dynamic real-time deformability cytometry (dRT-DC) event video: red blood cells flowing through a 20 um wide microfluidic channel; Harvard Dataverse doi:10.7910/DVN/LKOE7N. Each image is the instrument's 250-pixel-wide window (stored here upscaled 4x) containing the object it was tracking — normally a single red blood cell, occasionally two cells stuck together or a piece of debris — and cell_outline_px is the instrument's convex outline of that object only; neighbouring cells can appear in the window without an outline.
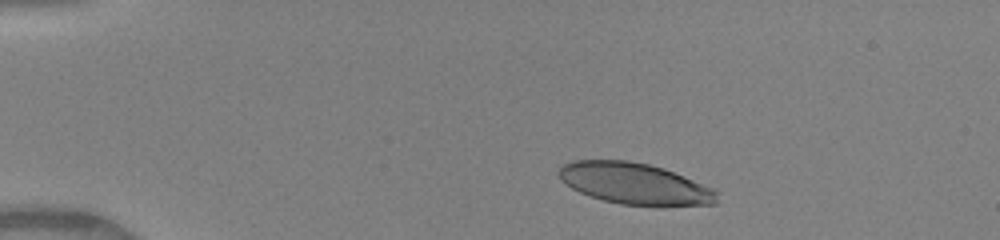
{"species": "human", "species_latin": "Homo sapiens", "temperature_condition": "warm", "stored_images_in_passage": 35, "camera_frame_rate_fps": 3000, "um_per_image_px": 0.085, "donor": {"sex": "female"}, "frame": {"image": 1, "passage_image": 1, "time_ms": 0.0, "image_size_px": [1000, 240], "cell_outline_px": [[720, 192], [716, 204], [660, 208], [620, 204], [604, 200], [580, 192], [572, 188], [560, 180], [556, 172], [564, 164], [572, 160], [628, 160], [648, 164], [664, 168], [684, 176], [712, 188]], "centroid_in_image_um": [54.0, 15.64], "position_along_channel_um": 31.0, "area_um2": 38.9}}
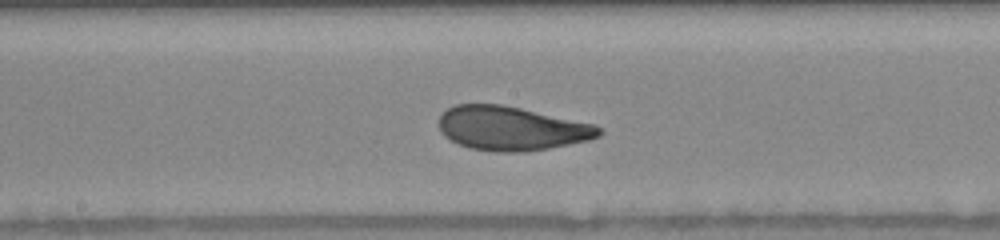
{"frame": {"image": 2, "passage_image": 19, "time_ms": 6.0, "image_size_px": [1000, 240], "cell_outline_px": [[604, 132], [600, 136], [588, 140], [548, 148], [516, 152], [500, 152], [468, 148], [444, 136], [440, 132], [440, 116], [448, 108], [456, 104], [500, 104], [520, 108], [596, 124]], "centroid_in_image_um": [43.49, 10.91], "position_along_channel_um": 204.7, "area_um2": 40.81}}
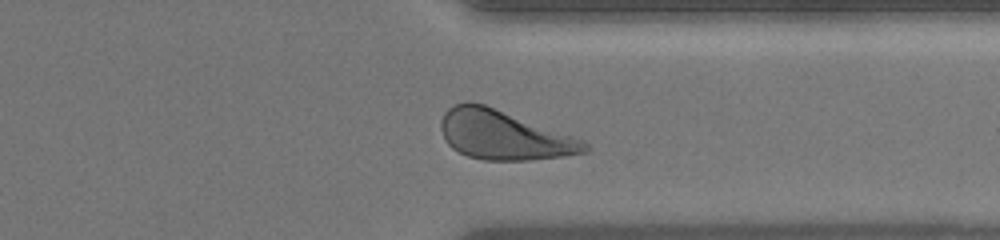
{"frame": {"image": 3, "passage_image": 31, "time_ms": 10.0, "image_size_px": [1000, 240], "cell_outline_px": [[588, 152], [564, 156], [532, 160], [484, 160], [468, 156], [452, 148], [444, 140], [440, 128], [440, 120], [444, 112], [448, 108], [464, 100], [468, 100], [484, 104], [584, 140], [588, 144]], "centroid_in_image_um": [42.78, 11.47], "position_along_channel_um": 368.6, "area_um2": 41.27}, "authors_computed_cell_mechanics": {"area_um2": 40.8646, "velocity_mm_per_s": 4.099, "shape_relaxation_time_tau1_ms": 3.0467, "shape_relaxation_time_tau2_ms": 1.0932, "deformation_change_tau1": 0.1678, "deformation_change_tau2": 0.0884}}